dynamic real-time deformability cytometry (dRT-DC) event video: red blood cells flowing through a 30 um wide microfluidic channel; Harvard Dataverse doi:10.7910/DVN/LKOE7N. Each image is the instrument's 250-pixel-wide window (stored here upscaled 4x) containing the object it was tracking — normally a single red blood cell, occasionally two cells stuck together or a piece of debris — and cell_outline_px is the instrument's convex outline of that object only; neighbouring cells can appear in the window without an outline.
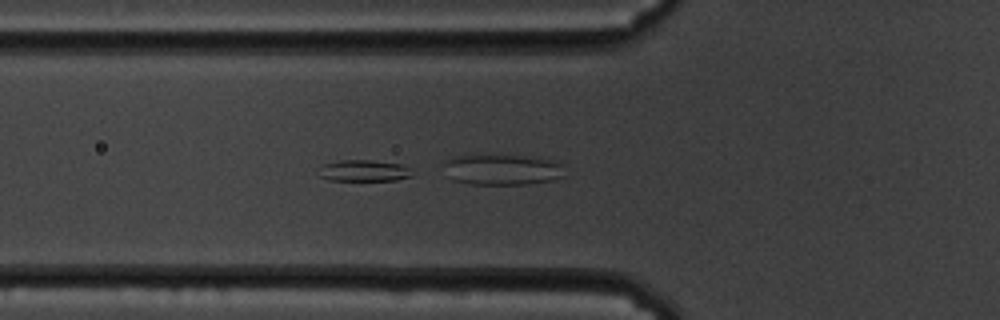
{"species": "common noctule bat (a hibernating species)", "species_latin": "Nyctalus noctula", "temperature_condition": "cold", "stored_images_in_passage": 27, "camera_frame_rate_fps": 3000, "um_per_image_px": 0.085, "animal": {"sex": "male", "body_mass_g": 19.5, "forearm_length_mm": 54.6}, "frame": {"image": 1, "passage_image": 20, "time_ms": 6.333, "image_size_px": [1000, 320], "cell_outline_px": [[412, 176], [396, 180], [328, 180], [320, 176], [324, 164], [340, 160], [372, 160], [400, 164], [408, 168]], "centroid_in_image_um": [30.95, 14.51], "position_along_channel_um": 94.9, "area_um2": 11.33}}